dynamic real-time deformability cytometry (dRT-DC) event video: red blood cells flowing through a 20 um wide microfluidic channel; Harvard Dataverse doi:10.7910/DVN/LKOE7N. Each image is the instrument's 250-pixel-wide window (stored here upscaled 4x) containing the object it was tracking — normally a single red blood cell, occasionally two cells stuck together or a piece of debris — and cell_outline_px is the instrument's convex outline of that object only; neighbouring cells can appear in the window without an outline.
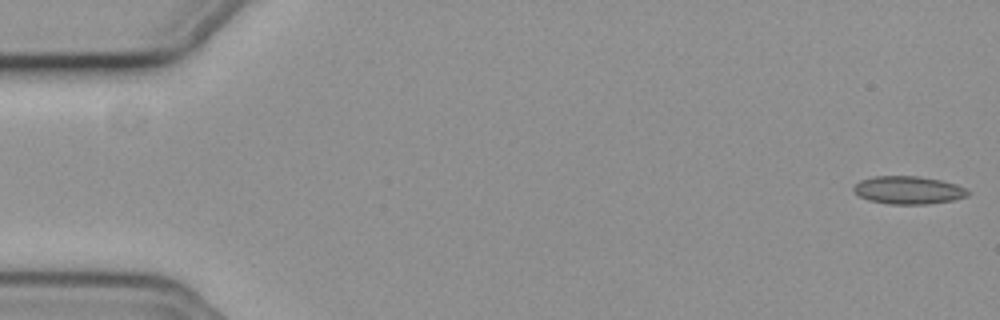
{"species": "common noctule bat (a hibernating species)", "species_latin": "Nyctalus noctula", "temperature_condition": "cold", "stored_images_in_passage": 54, "camera_frame_rate_fps": 3000, "um_per_image_px": 0.085, "animal": {"sex": "female", "body_mass_g": 19.3, "forearm_length_mm": 54.1}, "frame": {"image": 1, "passage_image": 1, "time_ms": 0.0, "image_size_px": [1000, 320], "cell_outline_px": [[968, 196], [952, 200], [924, 204], [888, 204], [868, 200], [860, 196], [852, 188], [860, 180], [872, 176], [916, 176], [940, 180], [956, 184], [968, 188]], "centroid_in_image_um": [77.21, 16.15], "position_along_channel_um": 7.8, "area_um2": 18.5}}
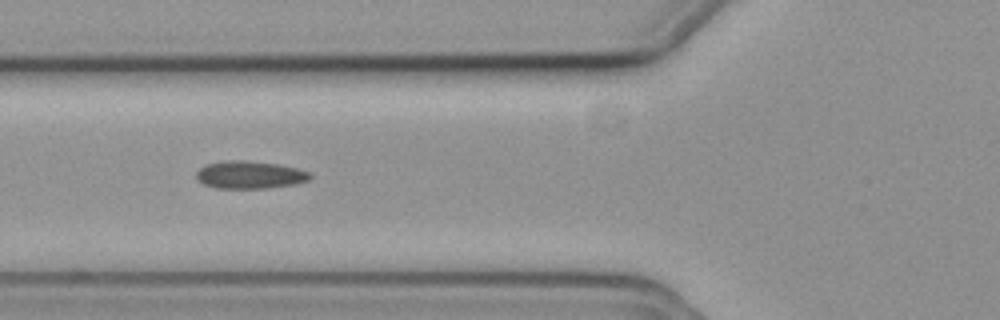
{"frame": {"image": 2, "passage_image": 21, "time_ms": 6.667, "image_size_px": [1000, 320], "cell_outline_px": [[312, 176], [308, 180], [296, 184], [264, 188], [216, 188], [204, 184], [196, 180], [196, 172], [204, 164], [228, 160], [248, 160], [280, 164], [296, 168], [308, 172]], "centroid_in_image_um": [21.2, 14.85], "position_along_channel_um": 104.6, "area_um2": 18.44}}
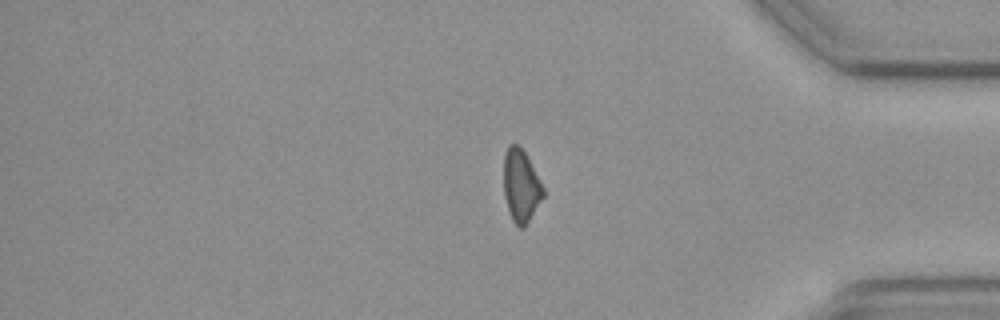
{"frame": {"image": 3, "passage_image": 46, "time_ms": 15.0, "image_size_px": [1000, 320], "cell_outline_px": [[544, 196], [524, 228], [520, 228], [512, 220], [504, 196], [504, 156], [508, 144], [520, 144], [540, 180], [544, 188]], "centroid_in_image_um": [44.28, 15.77], "position_along_channel_um": 390.9, "area_um2": 16.65}}